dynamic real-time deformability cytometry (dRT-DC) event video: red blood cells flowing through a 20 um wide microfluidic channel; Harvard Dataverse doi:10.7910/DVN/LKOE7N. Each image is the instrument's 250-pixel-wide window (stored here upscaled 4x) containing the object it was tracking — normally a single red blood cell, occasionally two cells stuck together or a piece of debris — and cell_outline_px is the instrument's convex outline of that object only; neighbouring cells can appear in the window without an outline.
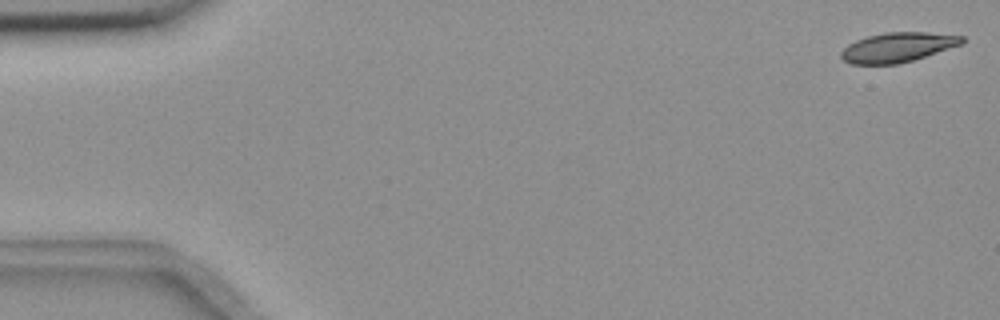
{"species": "common noctule bat (a hibernating species)", "species_latin": "Nyctalus noctula", "temperature_condition": "room temperature", "stored_images_in_passage": 55, "camera_frame_rate_fps": 3000, "um_per_image_px": 0.085, "animal": {"sex": "female", "body_mass_g": 18.4}, "frame": {"image": 1, "passage_image": 1, "time_ms": 0.0, "image_size_px": [1000, 320], "cell_outline_px": [[964, 44], [912, 60], [896, 64], [852, 64], [844, 60], [840, 56], [840, 52], [848, 44], [856, 40], [868, 36], [884, 32], [928, 32], [964, 36]], "centroid_in_image_um": [76.31, 4.01], "position_along_channel_um": 8.7, "area_um2": 20.87}}
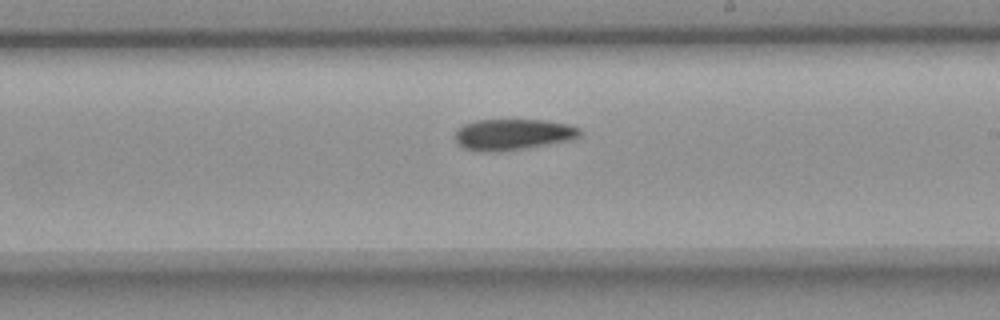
{"frame": {"image": 2, "passage_image": 32, "time_ms": 10.333, "image_size_px": [1000, 320], "cell_outline_px": [[580, 136], [568, 140], [528, 148], [500, 152], [480, 152], [464, 148], [456, 144], [456, 132], [464, 124], [476, 120], [544, 120], [568, 124], [580, 128]], "centroid_in_image_um": [43.57, 11.44], "position_along_channel_um": 245.4, "area_um2": 22.66}}
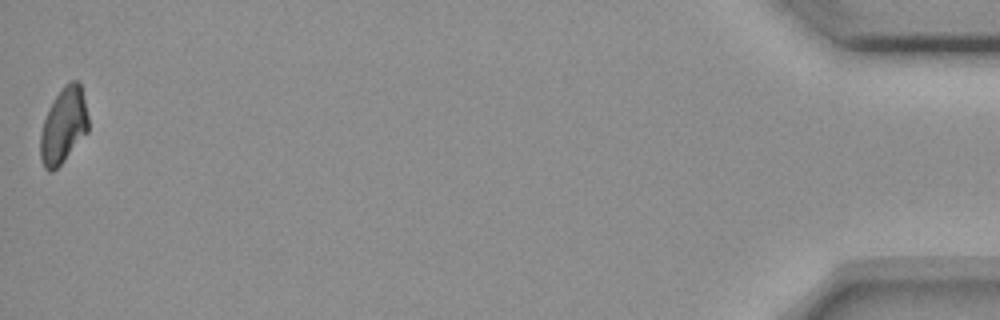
{"frame": {"image": 3, "passage_image": 55, "time_ms": 18.0, "image_size_px": [1000, 320], "cell_outline_px": [[88, 132], [64, 160], [52, 172], [48, 172], [44, 168], [40, 160], [40, 132], [48, 108], [52, 100], [64, 84], [72, 80], [76, 80], [80, 84], [88, 116]], "centroid_in_image_um": [5.37, 10.68], "position_along_channel_um": 429.8, "area_um2": 21.21}, "authors_computed_cell_mechanics": {"area_um2": 22.3108, "velocity_mm_per_s": 3.6558, "shape_relaxation_time_tau1_ms": 7.3086, "shape_relaxation_time_tau2_ms": null, "deformation_change_tau1": 0.1503, "deformation_change_tau2": null}}